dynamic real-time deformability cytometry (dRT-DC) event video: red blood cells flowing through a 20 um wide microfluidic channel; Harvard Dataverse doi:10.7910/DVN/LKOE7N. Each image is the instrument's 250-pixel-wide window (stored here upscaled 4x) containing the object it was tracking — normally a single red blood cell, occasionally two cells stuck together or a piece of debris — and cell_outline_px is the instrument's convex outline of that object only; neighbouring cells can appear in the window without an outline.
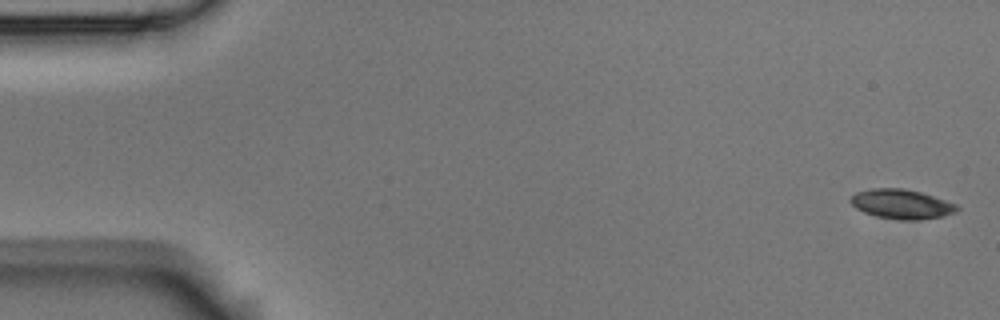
{"species": "Egyptian fruit bat (a non-hibernating species)", "species_latin": "Rousettus aegyptiacus", "temperature_condition": "room temperature", "stored_images_in_passage": 5, "camera_frame_rate_fps": 3000, "um_per_image_px": 0.085, "animal": {"sex": "male"}, "frame": {"image": 1, "passage_image": 1, "time_ms": 0.0, "image_size_px": [1000, 320], "cell_outline_px": [[960, 208], [956, 212], [944, 216], [916, 220], [900, 220], [876, 216], [864, 212], [856, 208], [848, 200], [856, 192], [872, 188], [904, 188], [920, 192], [956, 204]], "centroid_in_image_um": [76.62, 17.35], "position_along_channel_um": 8.4, "area_um2": 18.26}}
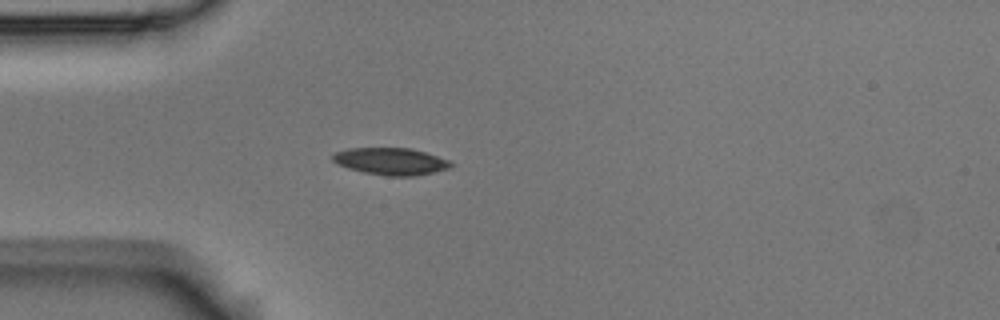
{"frame": {"image": 2, "passage_image": 5, "time_ms": 1.333, "image_size_px": [1000, 320], "cell_outline_px": [[452, 164], [448, 168], [432, 172], [412, 176], [388, 176], [364, 172], [348, 168], [332, 160], [332, 156], [336, 152], [348, 148], [412, 148], [448, 160]], "centroid_in_image_um": [33.19, 13.7], "position_along_channel_um": 51.8, "area_um2": 18.26}}